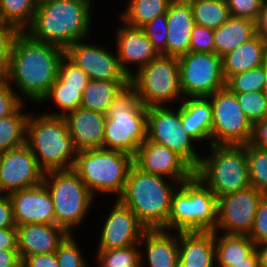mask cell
I'll list each match as a JSON object with an SVG mask.
<instances>
[{
    "instance_id": "obj_12",
    "label": "cell",
    "mask_w": 267,
    "mask_h": 267,
    "mask_svg": "<svg viewBox=\"0 0 267 267\" xmlns=\"http://www.w3.org/2000/svg\"><path fill=\"white\" fill-rule=\"evenodd\" d=\"M178 62L184 98L209 97L226 87L222 57L217 54L189 51Z\"/></svg>"
},
{
    "instance_id": "obj_22",
    "label": "cell",
    "mask_w": 267,
    "mask_h": 267,
    "mask_svg": "<svg viewBox=\"0 0 267 267\" xmlns=\"http://www.w3.org/2000/svg\"><path fill=\"white\" fill-rule=\"evenodd\" d=\"M64 118L78 151L103 148L106 114L79 107Z\"/></svg>"
},
{
    "instance_id": "obj_26",
    "label": "cell",
    "mask_w": 267,
    "mask_h": 267,
    "mask_svg": "<svg viewBox=\"0 0 267 267\" xmlns=\"http://www.w3.org/2000/svg\"><path fill=\"white\" fill-rule=\"evenodd\" d=\"M266 56L267 43L255 34L241 46L222 57L223 74L226 82L232 76L262 66Z\"/></svg>"
},
{
    "instance_id": "obj_11",
    "label": "cell",
    "mask_w": 267,
    "mask_h": 267,
    "mask_svg": "<svg viewBox=\"0 0 267 267\" xmlns=\"http://www.w3.org/2000/svg\"><path fill=\"white\" fill-rule=\"evenodd\" d=\"M212 104L211 145H245L253 125L241 109L236 94L227 87L207 97Z\"/></svg>"
},
{
    "instance_id": "obj_14",
    "label": "cell",
    "mask_w": 267,
    "mask_h": 267,
    "mask_svg": "<svg viewBox=\"0 0 267 267\" xmlns=\"http://www.w3.org/2000/svg\"><path fill=\"white\" fill-rule=\"evenodd\" d=\"M265 194L250 186L238 192L218 198V221L214 232L219 229L225 234L249 235L255 221L259 203Z\"/></svg>"
},
{
    "instance_id": "obj_15",
    "label": "cell",
    "mask_w": 267,
    "mask_h": 267,
    "mask_svg": "<svg viewBox=\"0 0 267 267\" xmlns=\"http://www.w3.org/2000/svg\"><path fill=\"white\" fill-rule=\"evenodd\" d=\"M44 175L45 171L26 143L0 153V194L9 195L17 190L37 186L43 183Z\"/></svg>"
},
{
    "instance_id": "obj_51",
    "label": "cell",
    "mask_w": 267,
    "mask_h": 267,
    "mask_svg": "<svg viewBox=\"0 0 267 267\" xmlns=\"http://www.w3.org/2000/svg\"><path fill=\"white\" fill-rule=\"evenodd\" d=\"M0 250H17V228L0 229Z\"/></svg>"
},
{
    "instance_id": "obj_17",
    "label": "cell",
    "mask_w": 267,
    "mask_h": 267,
    "mask_svg": "<svg viewBox=\"0 0 267 267\" xmlns=\"http://www.w3.org/2000/svg\"><path fill=\"white\" fill-rule=\"evenodd\" d=\"M79 40L65 50V55L81 68L90 80L129 81L121 70L117 52L111 54L105 47ZM105 48V49H104Z\"/></svg>"
},
{
    "instance_id": "obj_30",
    "label": "cell",
    "mask_w": 267,
    "mask_h": 267,
    "mask_svg": "<svg viewBox=\"0 0 267 267\" xmlns=\"http://www.w3.org/2000/svg\"><path fill=\"white\" fill-rule=\"evenodd\" d=\"M129 81L90 80L82 93L81 107L106 114L115 96Z\"/></svg>"
},
{
    "instance_id": "obj_37",
    "label": "cell",
    "mask_w": 267,
    "mask_h": 267,
    "mask_svg": "<svg viewBox=\"0 0 267 267\" xmlns=\"http://www.w3.org/2000/svg\"><path fill=\"white\" fill-rule=\"evenodd\" d=\"M250 184L267 195V150L246 144Z\"/></svg>"
},
{
    "instance_id": "obj_4",
    "label": "cell",
    "mask_w": 267,
    "mask_h": 267,
    "mask_svg": "<svg viewBox=\"0 0 267 267\" xmlns=\"http://www.w3.org/2000/svg\"><path fill=\"white\" fill-rule=\"evenodd\" d=\"M147 139V107L128 83L115 96L106 113L103 148L135 156Z\"/></svg>"
},
{
    "instance_id": "obj_7",
    "label": "cell",
    "mask_w": 267,
    "mask_h": 267,
    "mask_svg": "<svg viewBox=\"0 0 267 267\" xmlns=\"http://www.w3.org/2000/svg\"><path fill=\"white\" fill-rule=\"evenodd\" d=\"M211 154L202 156L195 175L217 198L251 186L245 145H210Z\"/></svg>"
},
{
    "instance_id": "obj_19",
    "label": "cell",
    "mask_w": 267,
    "mask_h": 267,
    "mask_svg": "<svg viewBox=\"0 0 267 267\" xmlns=\"http://www.w3.org/2000/svg\"><path fill=\"white\" fill-rule=\"evenodd\" d=\"M9 196L16 225L56 224L53 200L44 183L11 192Z\"/></svg>"
},
{
    "instance_id": "obj_10",
    "label": "cell",
    "mask_w": 267,
    "mask_h": 267,
    "mask_svg": "<svg viewBox=\"0 0 267 267\" xmlns=\"http://www.w3.org/2000/svg\"><path fill=\"white\" fill-rule=\"evenodd\" d=\"M141 103L147 108L167 106L184 99L179 77L178 57L159 54L129 78Z\"/></svg>"
},
{
    "instance_id": "obj_48",
    "label": "cell",
    "mask_w": 267,
    "mask_h": 267,
    "mask_svg": "<svg viewBox=\"0 0 267 267\" xmlns=\"http://www.w3.org/2000/svg\"><path fill=\"white\" fill-rule=\"evenodd\" d=\"M16 226L11 198L9 195L0 194V229Z\"/></svg>"
},
{
    "instance_id": "obj_9",
    "label": "cell",
    "mask_w": 267,
    "mask_h": 267,
    "mask_svg": "<svg viewBox=\"0 0 267 267\" xmlns=\"http://www.w3.org/2000/svg\"><path fill=\"white\" fill-rule=\"evenodd\" d=\"M43 183L53 200L56 225L72 234L71 230L85 219L96 196L73 169L47 171Z\"/></svg>"
},
{
    "instance_id": "obj_46",
    "label": "cell",
    "mask_w": 267,
    "mask_h": 267,
    "mask_svg": "<svg viewBox=\"0 0 267 267\" xmlns=\"http://www.w3.org/2000/svg\"><path fill=\"white\" fill-rule=\"evenodd\" d=\"M7 80H0V119L13 114L24 102Z\"/></svg>"
},
{
    "instance_id": "obj_35",
    "label": "cell",
    "mask_w": 267,
    "mask_h": 267,
    "mask_svg": "<svg viewBox=\"0 0 267 267\" xmlns=\"http://www.w3.org/2000/svg\"><path fill=\"white\" fill-rule=\"evenodd\" d=\"M84 89L85 88L64 87V82L57 78L41 102H46V100L50 101V99H52L54 104L57 105V108L61 109L62 112H53L51 114L46 112L44 114L64 117L69 112L81 107Z\"/></svg>"
},
{
    "instance_id": "obj_31",
    "label": "cell",
    "mask_w": 267,
    "mask_h": 267,
    "mask_svg": "<svg viewBox=\"0 0 267 267\" xmlns=\"http://www.w3.org/2000/svg\"><path fill=\"white\" fill-rule=\"evenodd\" d=\"M173 0H129L121 22L142 28L157 16L166 14Z\"/></svg>"
},
{
    "instance_id": "obj_47",
    "label": "cell",
    "mask_w": 267,
    "mask_h": 267,
    "mask_svg": "<svg viewBox=\"0 0 267 267\" xmlns=\"http://www.w3.org/2000/svg\"><path fill=\"white\" fill-rule=\"evenodd\" d=\"M248 236L255 244L267 241V195L259 203L254 225Z\"/></svg>"
},
{
    "instance_id": "obj_56",
    "label": "cell",
    "mask_w": 267,
    "mask_h": 267,
    "mask_svg": "<svg viewBox=\"0 0 267 267\" xmlns=\"http://www.w3.org/2000/svg\"><path fill=\"white\" fill-rule=\"evenodd\" d=\"M263 69H264V74H265V84H264L263 92L267 95V56L263 63Z\"/></svg>"
},
{
    "instance_id": "obj_54",
    "label": "cell",
    "mask_w": 267,
    "mask_h": 267,
    "mask_svg": "<svg viewBox=\"0 0 267 267\" xmlns=\"http://www.w3.org/2000/svg\"><path fill=\"white\" fill-rule=\"evenodd\" d=\"M256 252L259 258V267H267V241L256 244Z\"/></svg>"
},
{
    "instance_id": "obj_53",
    "label": "cell",
    "mask_w": 267,
    "mask_h": 267,
    "mask_svg": "<svg viewBox=\"0 0 267 267\" xmlns=\"http://www.w3.org/2000/svg\"><path fill=\"white\" fill-rule=\"evenodd\" d=\"M20 262L18 250H0V267H16Z\"/></svg>"
},
{
    "instance_id": "obj_24",
    "label": "cell",
    "mask_w": 267,
    "mask_h": 267,
    "mask_svg": "<svg viewBox=\"0 0 267 267\" xmlns=\"http://www.w3.org/2000/svg\"><path fill=\"white\" fill-rule=\"evenodd\" d=\"M179 260L186 267H214L215 232H178Z\"/></svg>"
},
{
    "instance_id": "obj_28",
    "label": "cell",
    "mask_w": 267,
    "mask_h": 267,
    "mask_svg": "<svg viewBox=\"0 0 267 267\" xmlns=\"http://www.w3.org/2000/svg\"><path fill=\"white\" fill-rule=\"evenodd\" d=\"M255 34V21L230 16L224 24L214 30V53L223 57Z\"/></svg>"
},
{
    "instance_id": "obj_20",
    "label": "cell",
    "mask_w": 267,
    "mask_h": 267,
    "mask_svg": "<svg viewBox=\"0 0 267 267\" xmlns=\"http://www.w3.org/2000/svg\"><path fill=\"white\" fill-rule=\"evenodd\" d=\"M123 23L122 27L117 28L116 49L120 68L130 78L133 75L129 68L130 64H136L139 70L155 59L159 53L142 28Z\"/></svg>"
},
{
    "instance_id": "obj_43",
    "label": "cell",
    "mask_w": 267,
    "mask_h": 267,
    "mask_svg": "<svg viewBox=\"0 0 267 267\" xmlns=\"http://www.w3.org/2000/svg\"><path fill=\"white\" fill-rule=\"evenodd\" d=\"M18 31L0 21V80L9 75L11 48Z\"/></svg>"
},
{
    "instance_id": "obj_57",
    "label": "cell",
    "mask_w": 267,
    "mask_h": 267,
    "mask_svg": "<svg viewBox=\"0 0 267 267\" xmlns=\"http://www.w3.org/2000/svg\"><path fill=\"white\" fill-rule=\"evenodd\" d=\"M36 6L42 5L44 3L50 2L51 0H33Z\"/></svg>"
},
{
    "instance_id": "obj_41",
    "label": "cell",
    "mask_w": 267,
    "mask_h": 267,
    "mask_svg": "<svg viewBox=\"0 0 267 267\" xmlns=\"http://www.w3.org/2000/svg\"><path fill=\"white\" fill-rule=\"evenodd\" d=\"M146 36L159 54L167 55V16L162 14L142 27Z\"/></svg>"
},
{
    "instance_id": "obj_44",
    "label": "cell",
    "mask_w": 267,
    "mask_h": 267,
    "mask_svg": "<svg viewBox=\"0 0 267 267\" xmlns=\"http://www.w3.org/2000/svg\"><path fill=\"white\" fill-rule=\"evenodd\" d=\"M265 0H226L230 16L256 21Z\"/></svg>"
},
{
    "instance_id": "obj_42",
    "label": "cell",
    "mask_w": 267,
    "mask_h": 267,
    "mask_svg": "<svg viewBox=\"0 0 267 267\" xmlns=\"http://www.w3.org/2000/svg\"><path fill=\"white\" fill-rule=\"evenodd\" d=\"M58 78L64 82V87L73 88H86L90 81L87 74L66 55L61 59Z\"/></svg>"
},
{
    "instance_id": "obj_45",
    "label": "cell",
    "mask_w": 267,
    "mask_h": 267,
    "mask_svg": "<svg viewBox=\"0 0 267 267\" xmlns=\"http://www.w3.org/2000/svg\"><path fill=\"white\" fill-rule=\"evenodd\" d=\"M190 51L214 53V30L195 24L191 33Z\"/></svg>"
},
{
    "instance_id": "obj_18",
    "label": "cell",
    "mask_w": 267,
    "mask_h": 267,
    "mask_svg": "<svg viewBox=\"0 0 267 267\" xmlns=\"http://www.w3.org/2000/svg\"><path fill=\"white\" fill-rule=\"evenodd\" d=\"M106 218L99 238L98 249L124 248L140 244L147 228L134 212L118 198Z\"/></svg>"
},
{
    "instance_id": "obj_58",
    "label": "cell",
    "mask_w": 267,
    "mask_h": 267,
    "mask_svg": "<svg viewBox=\"0 0 267 267\" xmlns=\"http://www.w3.org/2000/svg\"><path fill=\"white\" fill-rule=\"evenodd\" d=\"M176 267H186V265H184L180 260L177 263Z\"/></svg>"
},
{
    "instance_id": "obj_32",
    "label": "cell",
    "mask_w": 267,
    "mask_h": 267,
    "mask_svg": "<svg viewBox=\"0 0 267 267\" xmlns=\"http://www.w3.org/2000/svg\"><path fill=\"white\" fill-rule=\"evenodd\" d=\"M37 6L33 0H0V21L18 32L31 25Z\"/></svg>"
},
{
    "instance_id": "obj_13",
    "label": "cell",
    "mask_w": 267,
    "mask_h": 267,
    "mask_svg": "<svg viewBox=\"0 0 267 267\" xmlns=\"http://www.w3.org/2000/svg\"><path fill=\"white\" fill-rule=\"evenodd\" d=\"M147 139L175 151L194 169L200 164L202 156L193 147L195 140L182 126L181 104L177 111L168 105L147 108Z\"/></svg>"
},
{
    "instance_id": "obj_6",
    "label": "cell",
    "mask_w": 267,
    "mask_h": 267,
    "mask_svg": "<svg viewBox=\"0 0 267 267\" xmlns=\"http://www.w3.org/2000/svg\"><path fill=\"white\" fill-rule=\"evenodd\" d=\"M218 221V198L196 175L173 192L166 225L171 232L214 231Z\"/></svg>"
},
{
    "instance_id": "obj_39",
    "label": "cell",
    "mask_w": 267,
    "mask_h": 267,
    "mask_svg": "<svg viewBox=\"0 0 267 267\" xmlns=\"http://www.w3.org/2000/svg\"><path fill=\"white\" fill-rule=\"evenodd\" d=\"M236 97L252 125L267 116V95L263 91L237 93Z\"/></svg>"
},
{
    "instance_id": "obj_29",
    "label": "cell",
    "mask_w": 267,
    "mask_h": 267,
    "mask_svg": "<svg viewBox=\"0 0 267 267\" xmlns=\"http://www.w3.org/2000/svg\"><path fill=\"white\" fill-rule=\"evenodd\" d=\"M256 250V244L248 235L225 234L219 237L215 232V260L217 267H233L234 264L247 262Z\"/></svg>"
},
{
    "instance_id": "obj_8",
    "label": "cell",
    "mask_w": 267,
    "mask_h": 267,
    "mask_svg": "<svg viewBox=\"0 0 267 267\" xmlns=\"http://www.w3.org/2000/svg\"><path fill=\"white\" fill-rule=\"evenodd\" d=\"M134 157L108 149H90L78 151L73 170L95 196L96 192L123 193Z\"/></svg>"
},
{
    "instance_id": "obj_27",
    "label": "cell",
    "mask_w": 267,
    "mask_h": 267,
    "mask_svg": "<svg viewBox=\"0 0 267 267\" xmlns=\"http://www.w3.org/2000/svg\"><path fill=\"white\" fill-rule=\"evenodd\" d=\"M181 121L184 130L196 142L207 140L211 145L212 104L207 97L184 98Z\"/></svg>"
},
{
    "instance_id": "obj_5",
    "label": "cell",
    "mask_w": 267,
    "mask_h": 267,
    "mask_svg": "<svg viewBox=\"0 0 267 267\" xmlns=\"http://www.w3.org/2000/svg\"><path fill=\"white\" fill-rule=\"evenodd\" d=\"M26 122V144L39 166L45 171L72 169L78 149L69 135L67 122L62 116L42 114Z\"/></svg>"
},
{
    "instance_id": "obj_1",
    "label": "cell",
    "mask_w": 267,
    "mask_h": 267,
    "mask_svg": "<svg viewBox=\"0 0 267 267\" xmlns=\"http://www.w3.org/2000/svg\"><path fill=\"white\" fill-rule=\"evenodd\" d=\"M64 55V49L33 39L26 32H18L12 44L6 80L10 85L14 83L26 99L41 103L58 78Z\"/></svg>"
},
{
    "instance_id": "obj_34",
    "label": "cell",
    "mask_w": 267,
    "mask_h": 267,
    "mask_svg": "<svg viewBox=\"0 0 267 267\" xmlns=\"http://www.w3.org/2000/svg\"><path fill=\"white\" fill-rule=\"evenodd\" d=\"M22 106L13 114L0 119V153L26 143V122L29 113H22Z\"/></svg>"
},
{
    "instance_id": "obj_50",
    "label": "cell",
    "mask_w": 267,
    "mask_h": 267,
    "mask_svg": "<svg viewBox=\"0 0 267 267\" xmlns=\"http://www.w3.org/2000/svg\"><path fill=\"white\" fill-rule=\"evenodd\" d=\"M250 143L258 148L267 150V116L253 125Z\"/></svg>"
},
{
    "instance_id": "obj_3",
    "label": "cell",
    "mask_w": 267,
    "mask_h": 267,
    "mask_svg": "<svg viewBox=\"0 0 267 267\" xmlns=\"http://www.w3.org/2000/svg\"><path fill=\"white\" fill-rule=\"evenodd\" d=\"M179 185L177 181L144 172L133 164L118 199L147 229H162L170 213L172 194Z\"/></svg>"
},
{
    "instance_id": "obj_52",
    "label": "cell",
    "mask_w": 267,
    "mask_h": 267,
    "mask_svg": "<svg viewBox=\"0 0 267 267\" xmlns=\"http://www.w3.org/2000/svg\"><path fill=\"white\" fill-rule=\"evenodd\" d=\"M256 34L267 43V0H265L258 19L255 21Z\"/></svg>"
},
{
    "instance_id": "obj_16",
    "label": "cell",
    "mask_w": 267,
    "mask_h": 267,
    "mask_svg": "<svg viewBox=\"0 0 267 267\" xmlns=\"http://www.w3.org/2000/svg\"><path fill=\"white\" fill-rule=\"evenodd\" d=\"M134 164L144 172L185 182L195 175V169L178 153L146 139L134 156Z\"/></svg>"
},
{
    "instance_id": "obj_2",
    "label": "cell",
    "mask_w": 267,
    "mask_h": 267,
    "mask_svg": "<svg viewBox=\"0 0 267 267\" xmlns=\"http://www.w3.org/2000/svg\"><path fill=\"white\" fill-rule=\"evenodd\" d=\"M92 0H51L37 6L33 21L25 31L33 39L64 50L88 37Z\"/></svg>"
},
{
    "instance_id": "obj_25",
    "label": "cell",
    "mask_w": 267,
    "mask_h": 267,
    "mask_svg": "<svg viewBox=\"0 0 267 267\" xmlns=\"http://www.w3.org/2000/svg\"><path fill=\"white\" fill-rule=\"evenodd\" d=\"M163 229H147L140 244L144 243L149 267H176L179 261L178 232L174 235ZM177 234V235H176ZM142 242V243H141Z\"/></svg>"
},
{
    "instance_id": "obj_21",
    "label": "cell",
    "mask_w": 267,
    "mask_h": 267,
    "mask_svg": "<svg viewBox=\"0 0 267 267\" xmlns=\"http://www.w3.org/2000/svg\"><path fill=\"white\" fill-rule=\"evenodd\" d=\"M17 250L21 261L32 255L55 253L68 233L56 224L17 225Z\"/></svg>"
},
{
    "instance_id": "obj_59",
    "label": "cell",
    "mask_w": 267,
    "mask_h": 267,
    "mask_svg": "<svg viewBox=\"0 0 267 267\" xmlns=\"http://www.w3.org/2000/svg\"><path fill=\"white\" fill-rule=\"evenodd\" d=\"M16 267H26L22 262H20Z\"/></svg>"
},
{
    "instance_id": "obj_23",
    "label": "cell",
    "mask_w": 267,
    "mask_h": 267,
    "mask_svg": "<svg viewBox=\"0 0 267 267\" xmlns=\"http://www.w3.org/2000/svg\"><path fill=\"white\" fill-rule=\"evenodd\" d=\"M167 16V55L182 56L190 51L191 33L195 26L188 0H173Z\"/></svg>"
},
{
    "instance_id": "obj_55",
    "label": "cell",
    "mask_w": 267,
    "mask_h": 267,
    "mask_svg": "<svg viewBox=\"0 0 267 267\" xmlns=\"http://www.w3.org/2000/svg\"><path fill=\"white\" fill-rule=\"evenodd\" d=\"M233 267H259V258L256 250L247 258V262L234 264Z\"/></svg>"
},
{
    "instance_id": "obj_38",
    "label": "cell",
    "mask_w": 267,
    "mask_h": 267,
    "mask_svg": "<svg viewBox=\"0 0 267 267\" xmlns=\"http://www.w3.org/2000/svg\"><path fill=\"white\" fill-rule=\"evenodd\" d=\"M265 84V74L263 65L243 73L232 76L226 87L234 94L251 91H263Z\"/></svg>"
},
{
    "instance_id": "obj_33",
    "label": "cell",
    "mask_w": 267,
    "mask_h": 267,
    "mask_svg": "<svg viewBox=\"0 0 267 267\" xmlns=\"http://www.w3.org/2000/svg\"><path fill=\"white\" fill-rule=\"evenodd\" d=\"M195 24L217 29L230 18L226 0H188Z\"/></svg>"
},
{
    "instance_id": "obj_49",
    "label": "cell",
    "mask_w": 267,
    "mask_h": 267,
    "mask_svg": "<svg viewBox=\"0 0 267 267\" xmlns=\"http://www.w3.org/2000/svg\"><path fill=\"white\" fill-rule=\"evenodd\" d=\"M22 263L26 267H58L55 253L27 256Z\"/></svg>"
},
{
    "instance_id": "obj_36",
    "label": "cell",
    "mask_w": 267,
    "mask_h": 267,
    "mask_svg": "<svg viewBox=\"0 0 267 267\" xmlns=\"http://www.w3.org/2000/svg\"><path fill=\"white\" fill-rule=\"evenodd\" d=\"M140 244L113 249H98L97 259L99 267H142L144 264L142 251L137 247Z\"/></svg>"
},
{
    "instance_id": "obj_40",
    "label": "cell",
    "mask_w": 267,
    "mask_h": 267,
    "mask_svg": "<svg viewBox=\"0 0 267 267\" xmlns=\"http://www.w3.org/2000/svg\"><path fill=\"white\" fill-rule=\"evenodd\" d=\"M58 267H87L85 258L74 239L73 233L68 234L58 245L55 252Z\"/></svg>"
}]
</instances>
